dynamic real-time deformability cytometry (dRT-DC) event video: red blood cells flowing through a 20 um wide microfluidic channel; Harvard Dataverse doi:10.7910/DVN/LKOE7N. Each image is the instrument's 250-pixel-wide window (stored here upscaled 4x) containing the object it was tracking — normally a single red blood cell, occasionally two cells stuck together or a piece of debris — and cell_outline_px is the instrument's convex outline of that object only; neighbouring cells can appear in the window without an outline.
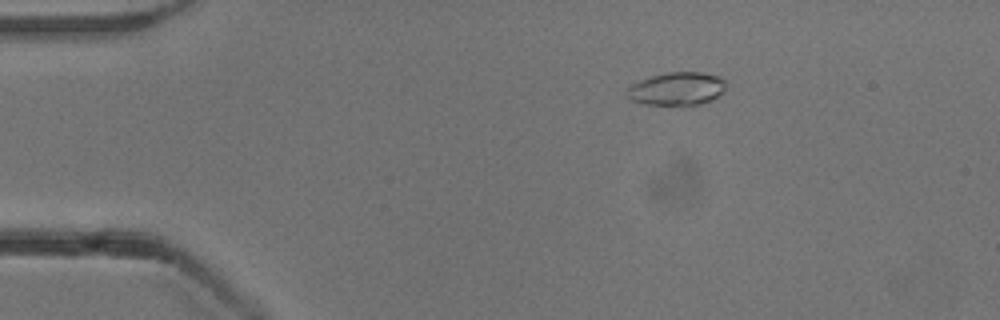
{"species": "common noctule bat (a hibernating species)", "species_latin": "Nyctalus noctula", "temperature_condition": "cold", "stored_images_in_passage": 51, "camera_frame_rate_fps": 3000, "um_per_image_px": 0.085, "animal": {"sex": "male", "body_mass_g": 13.3}, "frame": {"image": 1, "passage_image": 7, "time_ms": 2.0, "image_size_px": [1000, 320], "cell_outline_px": [[728, 84], [724, 92], [712, 100], [692, 108], [644, 104], [628, 100], [624, 92], [632, 84], [640, 80], [652, 76], [668, 72], [700, 72], [720, 76]], "centroid_in_image_um": [57.55, 7.6], "position_along_channel_um": 27.4, "area_um2": 20.11}}
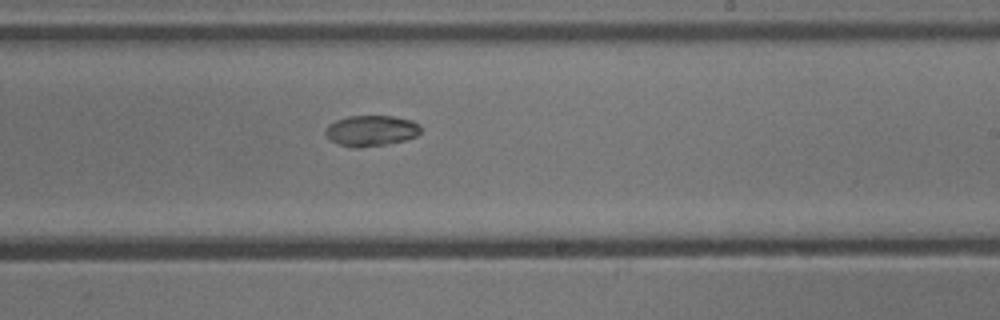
{"frame": {"image": 2, "passage_image": 30, "time_ms": 9.667, "image_size_px": [1000, 320], "cell_outline_px": [[420, 132], [416, 136], [404, 140], [384, 144], [360, 148], [352, 148], [340, 144], [332, 140], [324, 132], [328, 124], [336, 120], [348, 116], [392, 116], [412, 120], [420, 124]], "centroid_in_image_um": [31.55, 11.1], "position_along_channel_um": 257.5, "area_um2": 16.99}}
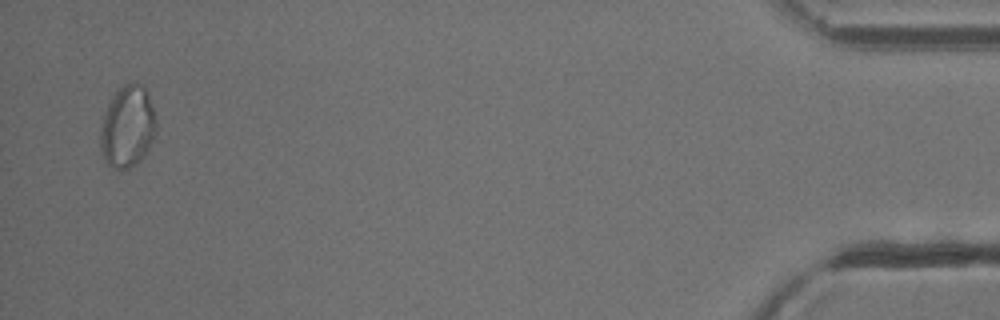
{"frame": {"image": 3, "passage_image": 50, "time_ms": 16.333, "image_size_px": [1000, 320], "cell_outline_px": [[156, 132], [144, 156], [136, 164], [128, 168], [116, 168], [108, 164], [104, 160], [100, 148], [100, 132], [104, 112], [112, 96], [124, 84], [132, 80], [144, 84], [148, 92], [156, 124]], "centroid_in_image_um": [10.83, 10.72], "position_along_channel_um": 424.4, "area_um2": 26.65}, "authors_computed_cell_mechanics": {"area_um2": 18.207, "velocity_mm_per_s": 3.8293, "shape_relaxation_time_tau1_ms": 4.1936, "shape_relaxation_time_tau2_ms": null, "deformation_change_tau1": 0.1396, "deformation_change_tau2": null}}